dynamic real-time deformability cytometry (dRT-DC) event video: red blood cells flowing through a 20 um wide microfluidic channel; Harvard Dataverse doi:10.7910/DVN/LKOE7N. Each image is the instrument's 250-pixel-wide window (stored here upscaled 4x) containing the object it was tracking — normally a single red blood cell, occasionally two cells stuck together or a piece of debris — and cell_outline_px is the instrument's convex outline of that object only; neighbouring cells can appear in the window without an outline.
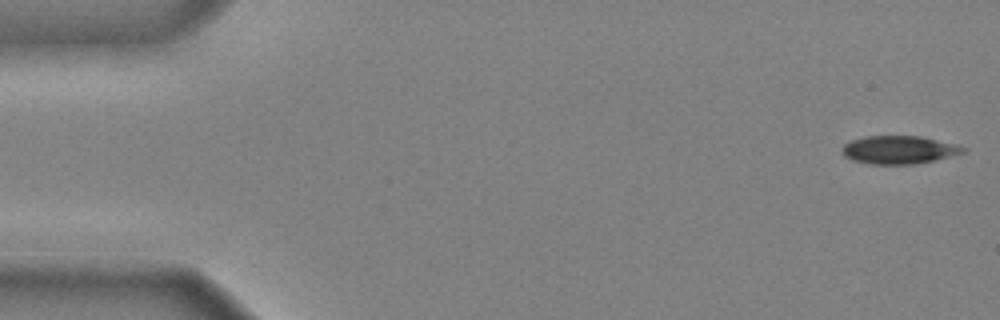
{"species": "common noctule bat (a hibernating species)", "species_latin": "Nyctalus noctula", "temperature_condition": "cold", "stored_images_in_passage": 32, "camera_frame_rate_fps": 3000, "um_per_image_px": 0.085, "animal": {"sex": "male", "body_mass_g": 20.4}, "frame": {"image": 1, "passage_image": 1, "time_ms": 0.0, "image_size_px": [1000, 320], "cell_outline_px": [[968, 148], [964, 152], [916, 164], [872, 164], [852, 160], [844, 156], [844, 144], [852, 140], [864, 136], [920, 136]], "centroid_in_image_um": [76.38, 12.73], "position_along_channel_um": 8.6, "area_um2": 19.36}}
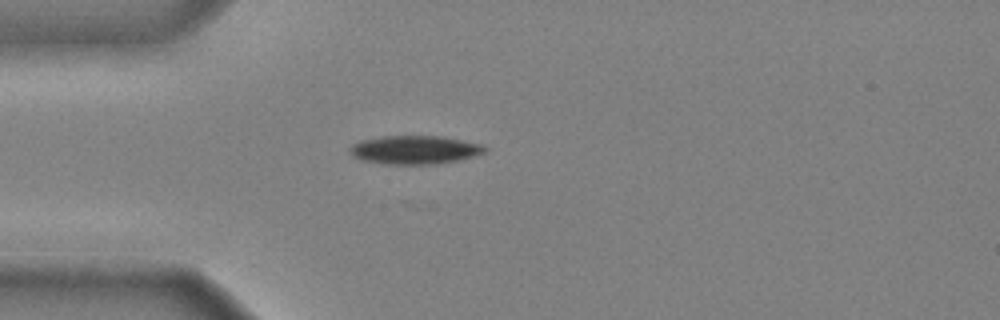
{"frame": {"image": 2, "passage_image": 13, "time_ms": 4.0, "image_size_px": [1000, 320], "cell_outline_px": [[488, 148], [484, 152], [472, 156], [456, 160], [436, 164], [384, 164], [360, 160], [352, 156], [348, 152], [348, 148], [352, 144], [360, 140], [380, 136], [444, 136], [480, 144]], "centroid_in_image_um": [35.16, 12.73], "position_along_channel_um": 49.8, "area_um2": 22.54}}